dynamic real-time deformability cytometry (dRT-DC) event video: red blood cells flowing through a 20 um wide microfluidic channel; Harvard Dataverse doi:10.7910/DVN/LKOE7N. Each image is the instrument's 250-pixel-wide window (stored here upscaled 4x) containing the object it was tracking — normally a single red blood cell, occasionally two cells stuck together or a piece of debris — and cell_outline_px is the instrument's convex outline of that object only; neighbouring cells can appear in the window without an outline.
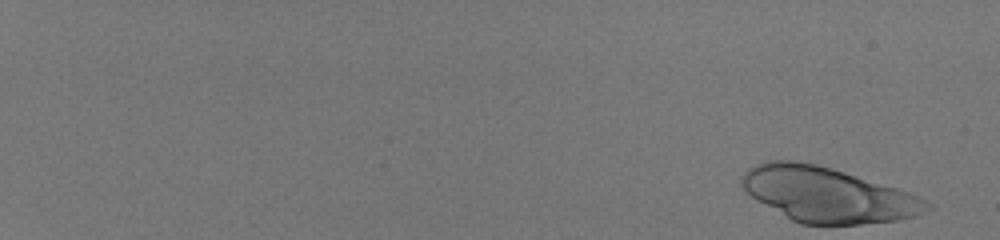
{"species": "human", "species_latin": "Homo sapiens", "temperature_condition": "room temperature", "stored_images_in_passage": 52, "camera_frame_rate_fps": 3000, "um_per_image_px": 0.085, "donor": {"sex": "male"}, "frame": {"image": 1, "passage_image": 1, "time_ms": 0.0, "image_size_px": [1000, 240], "cell_outline_px": [[932, 208], [916, 216], [896, 220], [860, 224], [800, 224], [792, 220], [756, 200], [740, 184], [740, 180], [744, 172], [748, 168], [756, 164], [768, 160], [792, 160], [816, 164], [844, 172], [896, 188], [908, 192], [932, 204]], "centroid_in_image_um": [70.31, 16.54], "position_along_channel_um": 14.7, "area_um2": 58.61}}
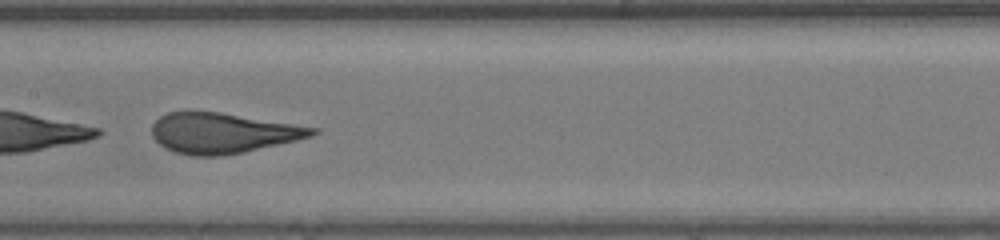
{"frame": {"image": 2, "passage_image": 32, "time_ms": 10.333, "image_size_px": [1000, 240], "cell_outline_px": [[320, 132], [312, 136], [296, 140], [244, 152], [220, 156], [192, 156], [176, 152], [164, 148], [152, 136], [152, 124], [160, 116], [168, 112], [184, 108], [192, 108], [220, 112], [320, 128]], "centroid_in_image_um": [18.88, 11.27], "position_along_channel_um": 188.5, "area_um2": 38.49}}
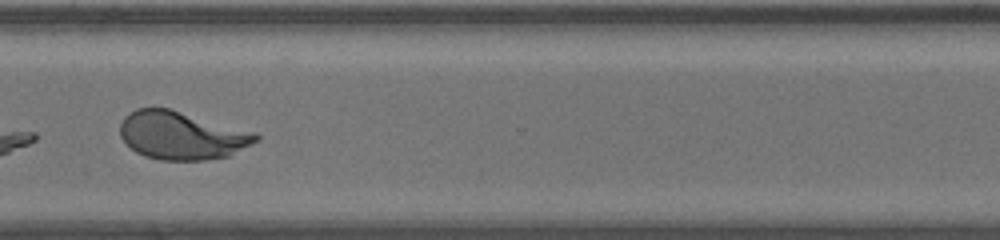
{"frame": {"image": 3, "passage_image": 44, "time_ms": 14.333, "image_size_px": [1000, 240], "cell_outline_px": [[260, 140], [228, 156], [204, 160], [160, 160], [144, 156], [136, 152], [120, 136], [120, 124], [124, 116], [136, 108], [168, 108], [256, 132], [260, 136]], "centroid_in_image_um": [15.45, 11.51], "position_along_channel_um": 355.1, "area_um2": 37.97}, "authors_computed_cell_mechanics": {"area_um2": 40.8935, "velocity_mm_per_s": 4.1602, "shape_relaxation_time_tau1_ms": 4.8675, "shape_relaxation_time_tau2_ms": null, "deformation_change_tau1": 0.2362, "deformation_change_tau2": null}}